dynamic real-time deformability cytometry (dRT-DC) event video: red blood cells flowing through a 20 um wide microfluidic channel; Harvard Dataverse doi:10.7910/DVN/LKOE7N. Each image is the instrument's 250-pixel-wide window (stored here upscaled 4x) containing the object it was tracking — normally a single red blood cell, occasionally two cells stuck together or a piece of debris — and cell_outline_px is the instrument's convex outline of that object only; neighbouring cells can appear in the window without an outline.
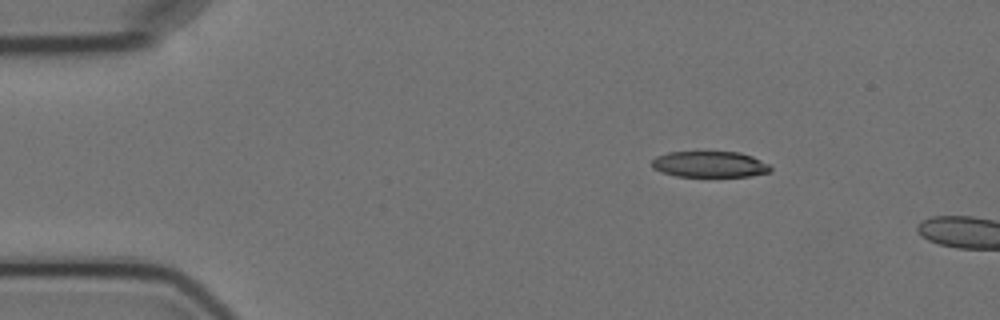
{"species": "Egyptian fruit bat (a non-hibernating species)", "species_latin": "Rousettus aegyptiacus", "temperature_condition": "cold", "stored_images_in_passage": 2, "camera_frame_rate_fps": 3000, "um_per_image_px": 0.085, "animal": {"sex": "female"}, "frame": {"image": 1, "passage_image": 1, "time_ms": 0.0, "image_size_px": [1000, 320], "cell_outline_px": [[772, 168], [768, 172], [752, 176], [676, 176], [660, 172], [652, 168], [652, 160], [656, 156], [668, 152], [740, 152], [752, 156], [768, 164]], "centroid_in_image_um": [60.29, 13.96], "position_along_channel_um": 24.7, "area_um2": 17.98}}